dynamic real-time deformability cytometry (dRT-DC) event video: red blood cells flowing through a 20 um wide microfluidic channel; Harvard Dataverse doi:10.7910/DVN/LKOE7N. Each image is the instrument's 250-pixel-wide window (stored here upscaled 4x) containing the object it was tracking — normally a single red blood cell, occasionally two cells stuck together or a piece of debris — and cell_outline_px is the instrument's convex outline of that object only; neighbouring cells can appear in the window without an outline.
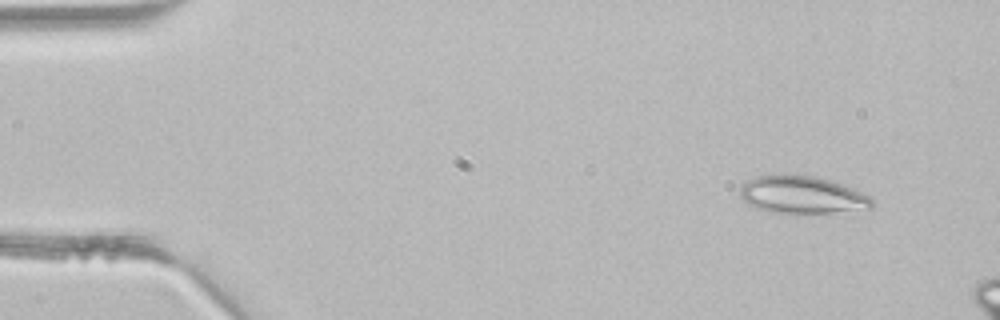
{"species": "common noctule bat (a hibernating species)", "species_latin": "Nyctalus noctula", "temperature_condition": "room temperature", "stored_images_in_passage": 3, "camera_frame_rate_fps": 3000, "um_per_image_px": 0.085, "animal": {"sex": "male", "body_mass_g": 21.5, "forearm_length_mm": 52.0}, "frame": {"image": 1, "passage_image": 1, "time_ms": 0.0, "image_size_px": [1000, 320], "cell_outline_px": [[876, 204], [872, 208], [832, 212], [772, 212], [756, 208], [748, 204], [740, 196], [740, 188], [744, 180], [756, 176], [816, 176], [852, 188], [872, 196]], "centroid_in_image_um": [68.19, 16.57], "position_along_channel_um": 16.8, "area_um2": 28.38}}